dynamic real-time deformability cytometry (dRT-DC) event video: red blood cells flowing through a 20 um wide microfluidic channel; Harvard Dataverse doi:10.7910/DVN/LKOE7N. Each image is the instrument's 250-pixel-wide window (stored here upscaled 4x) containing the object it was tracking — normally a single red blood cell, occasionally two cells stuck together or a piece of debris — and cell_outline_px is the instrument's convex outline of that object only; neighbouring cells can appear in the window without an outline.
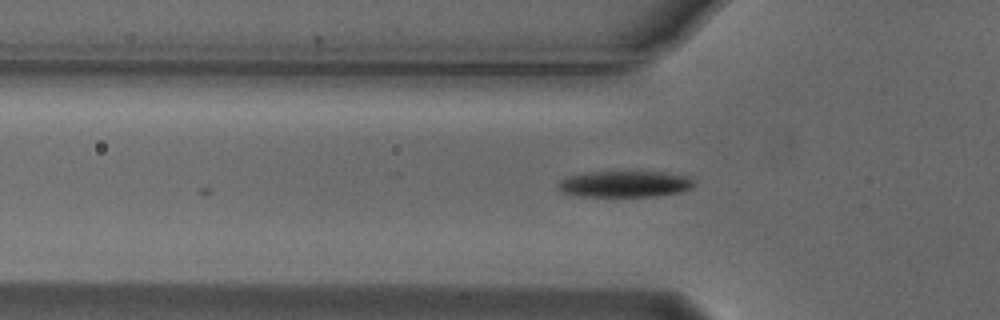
{"species": "Egyptian fruit bat (a non-hibernating species)", "species_latin": "Rousettus aegyptiacus", "temperature_condition": "cold", "stored_images_in_passage": 4, "camera_frame_rate_fps": 3000, "um_per_image_px": 0.085, "animal": {"sex": "male"}, "frame": {"image": 1, "passage_image": 4, "time_ms": 1.0, "image_size_px": [1000, 320], "cell_outline_px": [[696, 184], [692, 188], [680, 192], [656, 196], [580, 196], [560, 192], [556, 188], [556, 184], [560, 180], [568, 176], [592, 172], [664, 172], [688, 176]], "centroid_in_image_um": [53.09, 15.64], "position_along_channel_um": 72.7, "area_um2": 20.87}}